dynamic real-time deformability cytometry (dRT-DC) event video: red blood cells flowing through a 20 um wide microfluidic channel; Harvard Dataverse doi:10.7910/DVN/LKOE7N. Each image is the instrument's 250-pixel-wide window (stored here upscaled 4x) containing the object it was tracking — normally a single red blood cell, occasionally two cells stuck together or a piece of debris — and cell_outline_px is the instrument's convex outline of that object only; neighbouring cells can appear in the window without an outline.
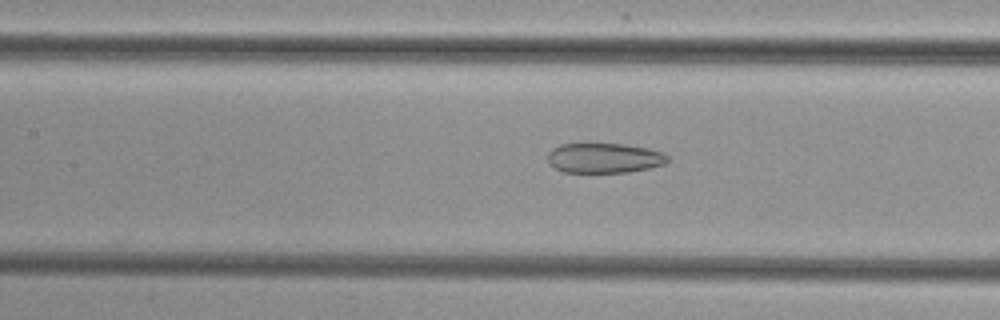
{"species": "common noctule bat (a hibernating species)", "species_latin": "Nyctalus noctula", "temperature_condition": "cold", "stored_images_in_passage": 39, "camera_frame_rate_fps": 3000, "um_per_image_px": 0.085, "animal": {"sex": "female", "body_mass_g": 29.2, "forearm_length_mm": 56.3}, "frame": {"image": 1, "passage_image": 15, "time_ms": 4.667, "image_size_px": [1000, 320], "cell_outline_px": [[668, 160], [664, 164], [648, 168], [628, 172], [564, 172], [556, 168], [548, 160], [548, 152], [552, 148], [560, 144], [584, 140], [624, 144], [648, 148], [660, 152], [668, 156]], "centroid_in_image_um": [51.3, 13.37], "position_along_channel_um": 156.1, "area_um2": 21.62}}
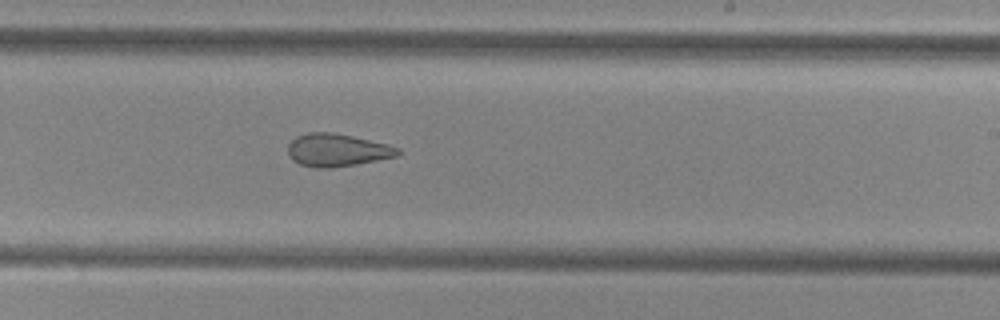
{"frame": {"image": 2, "passage_image": 23, "time_ms": 7.333, "image_size_px": [1000, 320], "cell_outline_px": [[400, 152], [396, 156], [356, 164], [332, 168], [316, 168], [300, 164], [292, 160], [288, 156], [288, 144], [296, 136], [308, 132], [332, 132], [352, 136], [388, 144], [400, 148]], "centroid_in_image_um": [28.62, 12.75], "position_along_channel_um": 260.4, "area_um2": 20.98}}
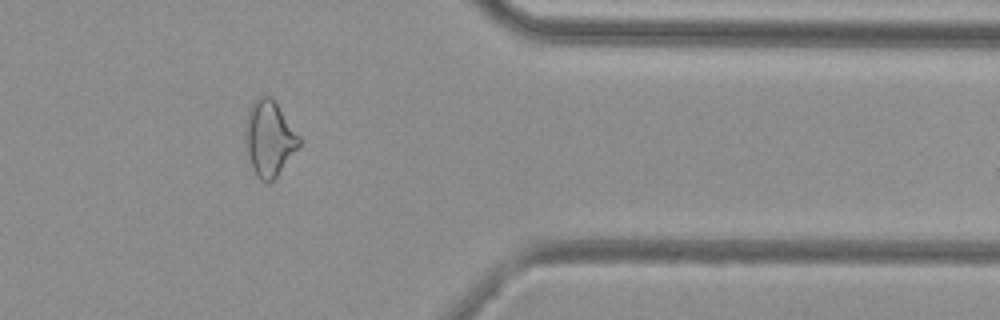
{"frame": {"image": 3, "passage_image": 34, "time_ms": 11.0, "image_size_px": [1000, 320], "cell_outline_px": [[300, 144], [276, 176], [268, 184], [260, 180], [256, 176], [244, 140], [244, 136], [248, 112], [252, 104], [260, 96], [272, 96], [300, 136]], "centroid_in_image_um": [22.88, 11.75], "position_along_channel_um": 388.5, "area_um2": 23.24}}